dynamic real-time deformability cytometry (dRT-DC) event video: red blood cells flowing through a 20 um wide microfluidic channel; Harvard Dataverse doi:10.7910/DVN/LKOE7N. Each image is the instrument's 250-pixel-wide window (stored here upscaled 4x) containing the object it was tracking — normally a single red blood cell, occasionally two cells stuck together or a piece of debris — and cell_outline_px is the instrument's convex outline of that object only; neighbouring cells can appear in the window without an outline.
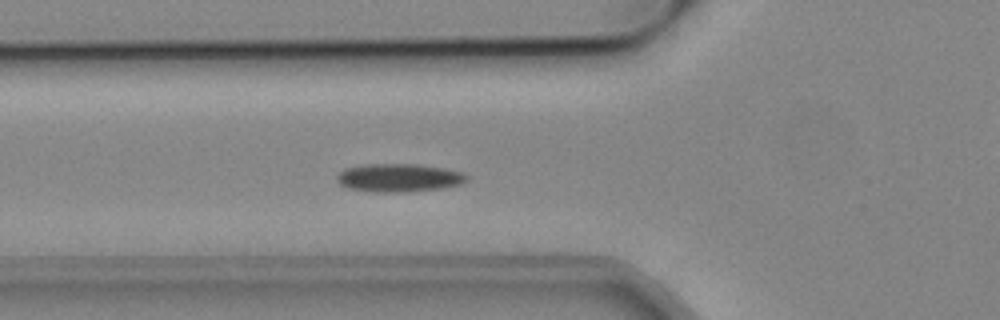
{"species": "common noctule bat (a hibernating species)", "species_latin": "Nyctalus noctula", "temperature_condition": "cold", "stored_images_in_passage": 41, "camera_frame_rate_fps": 3000, "um_per_image_px": 0.085, "animal": {"sex": "male", "body_mass_g": 19.2, "forearm_length_mm": 51.8}, "frame": {"image": 1, "passage_image": 12, "time_ms": 3.667, "image_size_px": [1000, 320], "cell_outline_px": [[468, 180], [460, 184], [440, 188], [408, 192], [376, 192], [348, 188], [340, 184], [336, 180], [336, 176], [344, 168], [364, 164], [416, 164], [444, 168], [460, 172], [468, 176]], "centroid_in_image_um": [33.87, 15.11], "position_along_channel_um": 91.9, "area_um2": 21.33}}
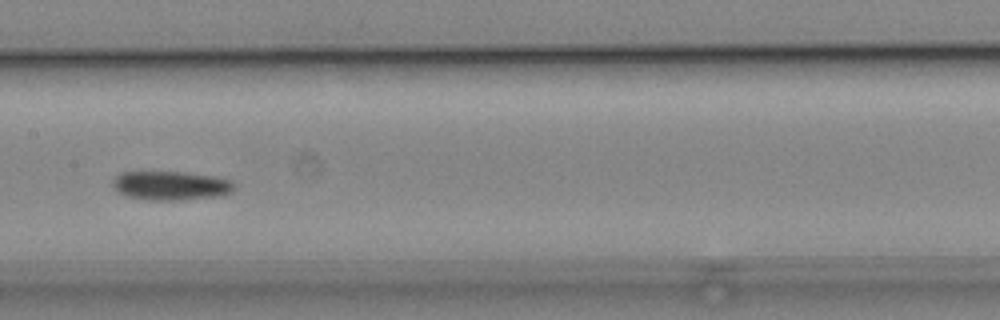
{"frame": {"image": 2, "passage_image": 20, "time_ms": 6.333, "image_size_px": [1000, 320], "cell_outline_px": [[236, 188], [232, 192], [224, 196], [180, 200], [148, 200], [128, 196], [116, 192], [112, 184], [112, 180], [120, 172], [184, 172], [212, 176], [232, 180], [236, 184]], "centroid_in_image_um": [14.56, 15.78], "position_along_channel_um": 192.8, "area_um2": 20.87}}
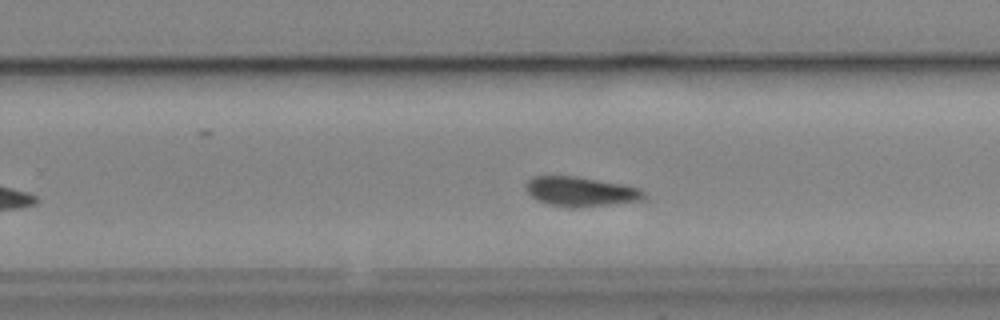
{"frame": {"image": 3, "passage_image": 27, "time_ms": 8.667, "image_size_px": [1000, 320], "cell_outline_px": [[648, 200], [572, 208], [568, 208], [548, 204], [536, 200], [528, 192], [528, 180], [532, 176], [576, 176], [628, 184], [640, 188], [648, 196]], "centroid_in_image_um": [49.46, 16.28], "position_along_channel_um": 280.3, "area_um2": 20.69}}